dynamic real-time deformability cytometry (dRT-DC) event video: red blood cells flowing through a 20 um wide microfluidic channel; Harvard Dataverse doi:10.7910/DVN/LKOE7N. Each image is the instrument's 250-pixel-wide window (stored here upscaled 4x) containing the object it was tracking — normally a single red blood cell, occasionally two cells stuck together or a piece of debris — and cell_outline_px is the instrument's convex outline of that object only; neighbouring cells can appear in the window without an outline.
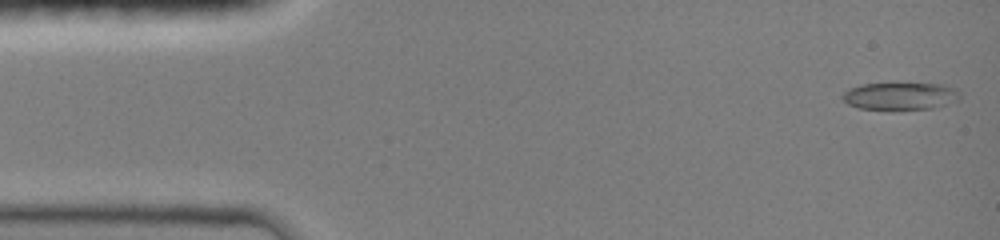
{"species": "common noctule bat (a hibernating species)", "species_latin": "Nyctalus noctula", "temperature_condition": "room temperature", "stored_images_in_passage": 24, "camera_frame_rate_fps": 3000, "um_per_image_px": 0.085, "animal": {"sex": "female", "body_mass_g": 19.0, "forearm_length_mm": 51.5}, "frame": {"image": 1, "passage_image": 1, "time_ms": 0.0, "image_size_px": [1000, 240], "cell_outline_px": [[960, 100], [932, 108], [860, 108], [848, 104], [840, 96], [844, 92], [852, 88], [864, 84], [940, 84], [956, 88], [960, 92]], "centroid_in_image_um": [76.57, 8.15], "position_along_channel_um": 8.4, "area_um2": 18.15}}
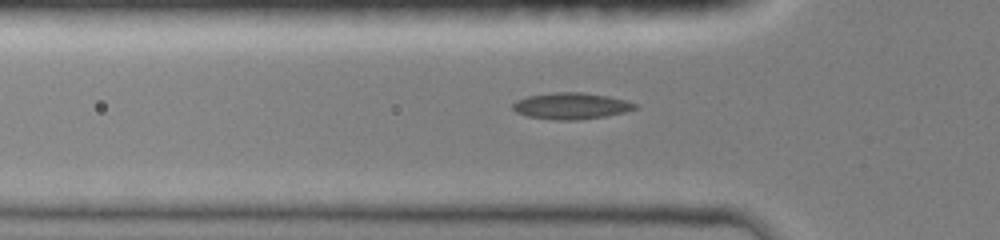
{"frame": {"image": 2, "passage_image": 15, "time_ms": 4.333, "image_size_px": [1000, 240], "cell_outline_px": [[640, 108], [624, 112], [604, 116], [576, 120], [556, 120], [528, 116], [516, 112], [512, 108], [512, 104], [516, 100], [528, 96], [556, 92], [584, 92], [608, 96], [624, 100], [636, 104]], "centroid_in_image_um": [48.54, 9.0], "position_along_channel_um": 77.3, "area_um2": 18.73}}
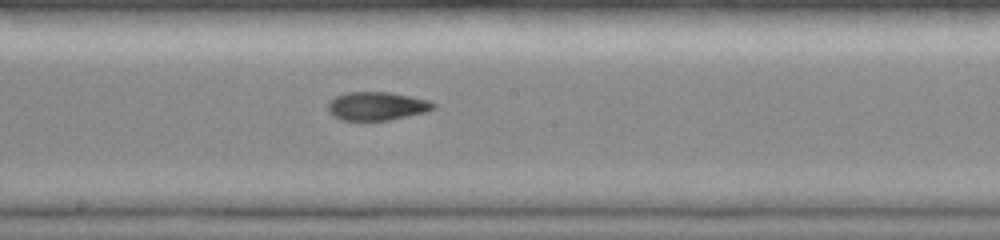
{"frame": {"image": 3, "passage_image": 24, "time_ms": 7.667, "image_size_px": [1000, 240], "cell_outline_px": [[436, 108], [424, 112], [388, 120], [340, 120], [332, 116], [328, 112], [328, 104], [336, 96], [348, 92], [388, 92], [428, 100], [436, 104]], "centroid_in_image_um": [32.0, 9.02], "position_along_channel_um": 216.2, "area_um2": 17.28}}